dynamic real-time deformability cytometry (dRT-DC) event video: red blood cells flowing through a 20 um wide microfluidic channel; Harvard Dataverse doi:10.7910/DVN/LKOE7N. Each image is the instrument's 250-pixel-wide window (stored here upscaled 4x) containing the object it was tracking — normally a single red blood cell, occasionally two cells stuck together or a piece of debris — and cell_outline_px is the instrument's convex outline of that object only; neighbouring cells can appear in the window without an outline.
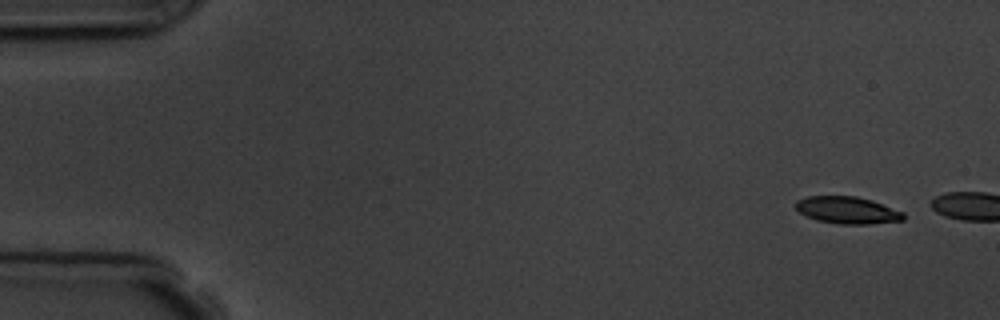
{"species": "common noctule bat (a hibernating species)", "species_latin": "Nyctalus noctula", "temperature_condition": "room temperature", "stored_images_in_passage": 3, "camera_frame_rate_fps": 3000, "um_per_image_px": 0.085, "animal": {"sex": "male", "body_mass_g": 19.5, "forearm_length_mm": 54.6}, "frame": {"image": 1, "passage_image": 1, "time_ms": 0.0, "image_size_px": [1000, 320], "cell_outline_px": [[904, 220], [868, 224], [840, 224], [816, 220], [800, 212], [796, 208], [796, 200], [808, 196], [856, 196], [872, 200], [904, 212]], "centroid_in_image_um": [72.04, 17.86], "position_along_channel_um": 13.0, "area_um2": 16.94}}